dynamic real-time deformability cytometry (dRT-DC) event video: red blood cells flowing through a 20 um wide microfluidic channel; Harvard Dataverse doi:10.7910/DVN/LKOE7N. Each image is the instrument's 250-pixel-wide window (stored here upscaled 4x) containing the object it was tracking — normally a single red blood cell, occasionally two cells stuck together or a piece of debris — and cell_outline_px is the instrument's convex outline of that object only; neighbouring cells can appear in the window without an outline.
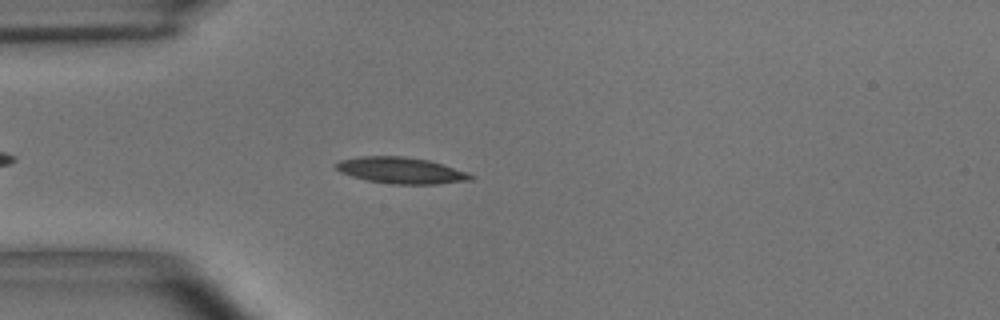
{"species": "common noctule bat (a hibernating species)", "species_latin": "Nyctalus noctula", "temperature_condition": "room temperature", "stored_images_in_passage": 47, "camera_frame_rate_fps": 3000, "um_per_image_px": 0.085, "animal": {"sex": "male", "body_mass_g": 15.6}, "frame": {"image": 1, "passage_image": 8, "time_ms": 2.333, "image_size_px": [1000, 320], "cell_outline_px": [[476, 176], [472, 180], [440, 184], [392, 184], [368, 180], [352, 176], [340, 172], [332, 164], [340, 160], [356, 156], [404, 156], [428, 160], [468, 172]], "centroid_in_image_um": [34.09, 14.48], "position_along_channel_um": 50.9, "area_um2": 20.81}}
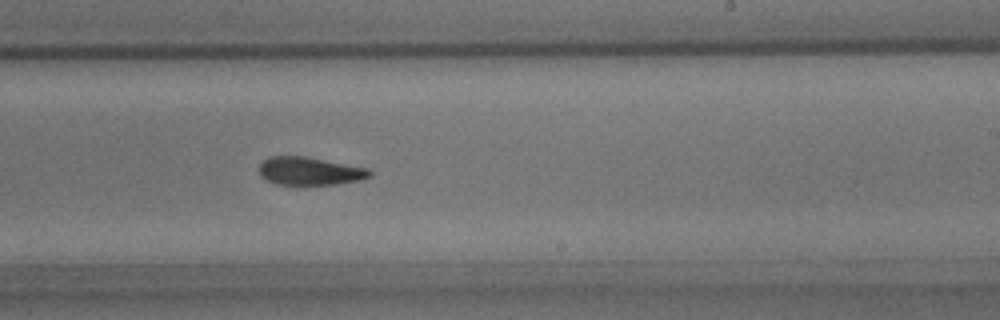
{"frame": {"image": 2, "passage_image": 26, "time_ms": 8.333, "image_size_px": [1000, 320], "cell_outline_px": [[372, 176], [360, 180], [336, 184], [276, 184], [264, 180], [260, 176], [260, 164], [268, 156], [304, 156], [368, 168], [372, 172]], "centroid_in_image_um": [26.31, 14.54], "position_along_channel_um": 262.7, "area_um2": 18.03}}
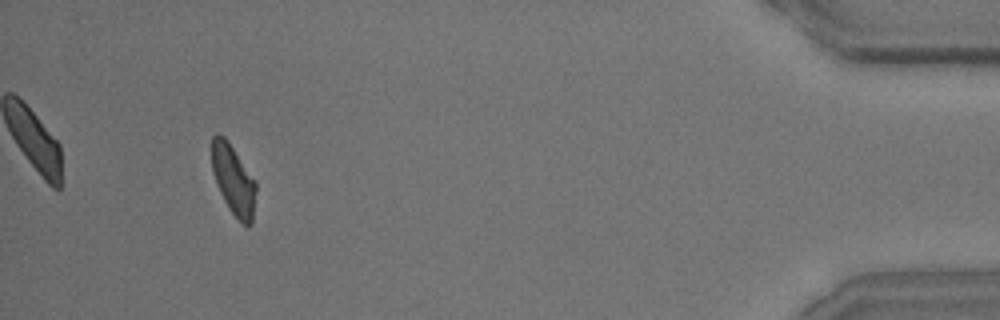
{"frame": {"image": 3, "passage_image": 44, "time_ms": 14.333, "image_size_px": [1000, 320], "cell_outline_px": [[256, 192], [252, 224], [244, 224], [228, 208], [220, 192], [212, 172], [212, 136], [216, 132], [224, 136], [256, 180]], "centroid_in_image_um": [19.84, 15.26], "position_along_channel_um": 415.4, "area_um2": 17.86}, "authors_computed_cell_mechanics": {"area_um2": 19.2474, "velocity_mm_per_s": 3.6705, "shape_relaxation_time_tau1_ms": 5.5947, "shape_relaxation_time_tau2_ms": 4.8259, "deformation_change_tau1": 0.1642, "deformation_change_tau2": 0.1246}}